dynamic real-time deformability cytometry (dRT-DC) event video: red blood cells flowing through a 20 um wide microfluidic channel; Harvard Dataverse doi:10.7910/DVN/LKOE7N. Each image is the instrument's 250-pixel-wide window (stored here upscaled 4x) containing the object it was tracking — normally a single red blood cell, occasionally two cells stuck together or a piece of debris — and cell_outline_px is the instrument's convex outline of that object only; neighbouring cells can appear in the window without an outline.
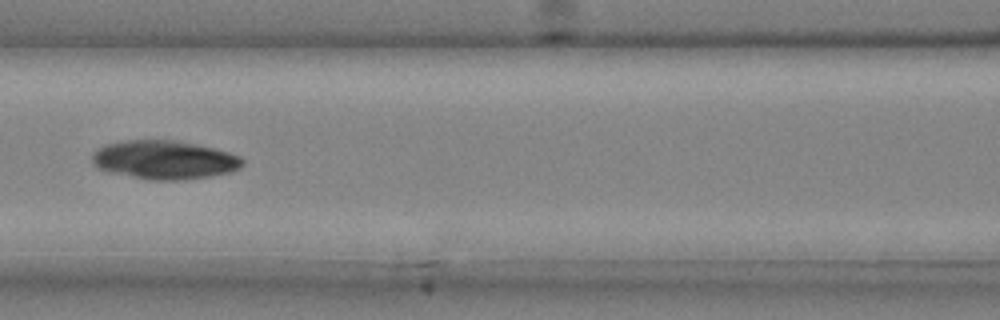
{"species": "common noctule bat (a hibernating species)", "species_latin": "Nyctalus noctula", "temperature_condition": "cold", "stored_images_in_passage": 41, "camera_frame_rate_fps": 3000, "um_per_image_px": 0.085, "animal": {"sex": "male", "body_mass_g": 20.4}, "frame": {"image": 1, "passage_image": 18, "time_ms": 5.667, "image_size_px": [1000, 320], "cell_outline_px": [[244, 164], [240, 168], [232, 172], [208, 176], [180, 180], [152, 180], [112, 172], [100, 168], [92, 164], [92, 152], [96, 148], [104, 144], [124, 140], [176, 140], [216, 148], [240, 156], [244, 160]], "centroid_in_image_um": [13.98, 13.57], "position_along_channel_um": 152.6, "area_um2": 33.99}}
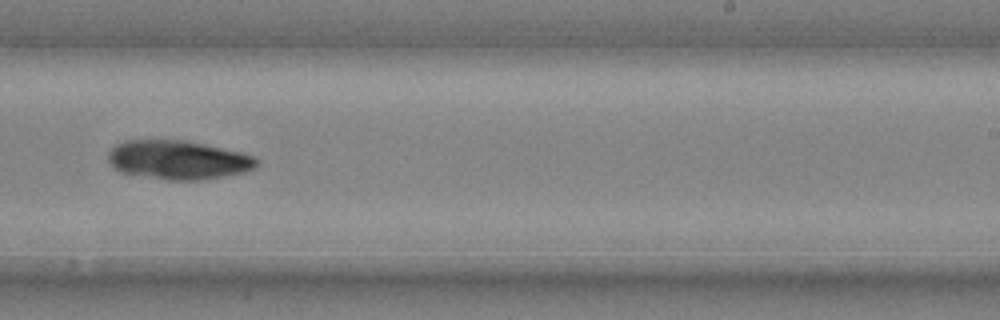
{"frame": {"image": 2, "passage_image": 26, "time_ms": 8.333, "image_size_px": [1000, 320], "cell_outline_px": [[260, 164], [256, 168], [244, 172], [200, 180], [168, 180], [120, 172], [112, 168], [108, 160], [108, 152], [116, 144], [124, 140], [188, 140], [240, 152], [256, 156], [260, 160]], "centroid_in_image_um": [15.16, 13.58], "position_along_channel_um": 273.8, "area_um2": 33.99}}
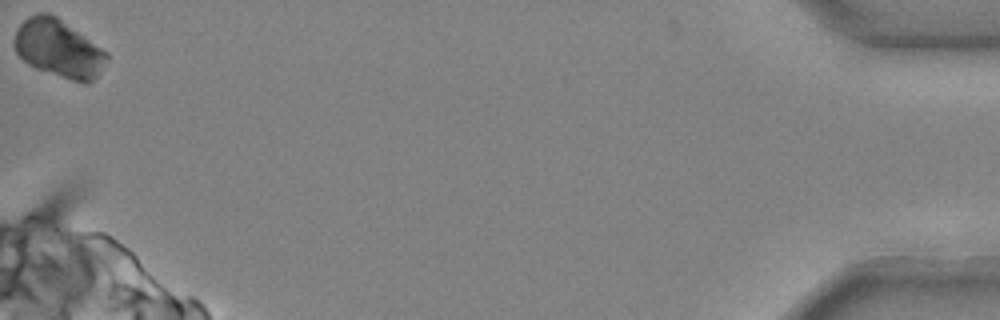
{"frame": {"image": 3, "passage_image": 41, "time_ms": 13.333, "image_size_px": [1000, 320], "cell_outline_px": [[108, 60], [96, 76], [88, 84], [84, 84], [36, 68], [28, 64], [16, 52], [12, 44], [12, 40], [16, 28], [28, 16], [40, 12], [48, 12], [56, 16], [108, 52]], "centroid_in_image_um": [4.96, 4.11], "position_along_channel_um": 430.2, "area_um2": 31.15}}